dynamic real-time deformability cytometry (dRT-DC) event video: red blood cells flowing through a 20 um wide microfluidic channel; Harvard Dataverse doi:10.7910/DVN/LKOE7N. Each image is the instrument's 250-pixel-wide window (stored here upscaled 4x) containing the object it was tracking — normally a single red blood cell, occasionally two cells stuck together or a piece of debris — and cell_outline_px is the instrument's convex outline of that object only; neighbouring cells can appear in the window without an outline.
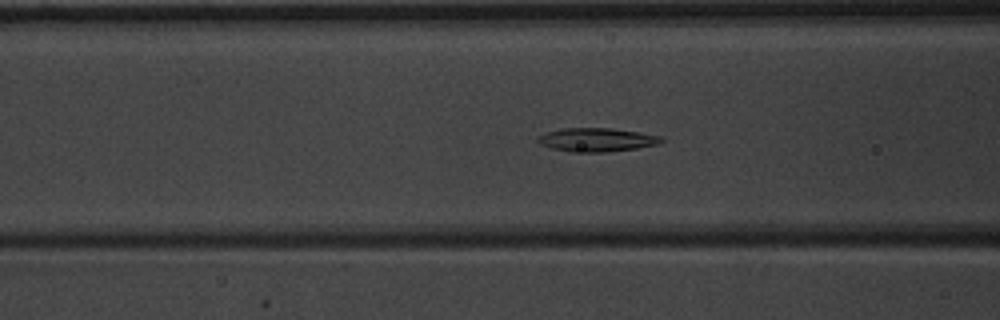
{"species": "common noctule bat (a hibernating species)", "species_latin": "Nyctalus noctula", "temperature_condition": "warm", "stored_images_in_passage": 38, "camera_frame_rate_fps": 3000, "um_per_image_px": 0.085, "animal": {"sex": "male", "body_mass_g": 20.1, "forearm_length_mm": 53.5}, "frame": {"image": 1, "passage_image": 13, "time_ms": 4.0, "image_size_px": [1000, 320], "cell_outline_px": [[664, 140], [656, 144], [636, 148], [608, 152], [572, 152], [552, 148], [540, 144], [536, 140], [536, 136], [560, 128], [608, 128], [640, 132], [664, 136]], "centroid_in_image_um": [50.71, 11.87], "position_along_channel_um": 115.9, "area_um2": 17.05}}
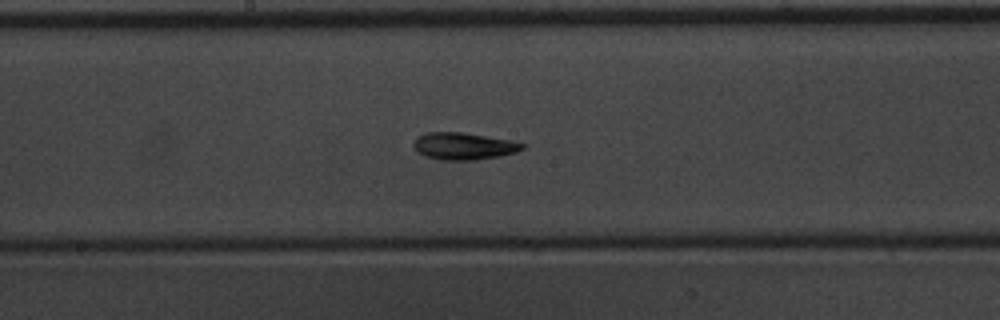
{"frame": {"image": 2, "passage_image": 20, "time_ms": 6.333, "image_size_px": [1000, 320], "cell_outline_px": [[524, 148], [516, 152], [500, 156], [472, 160], [440, 160], [428, 156], [420, 152], [412, 144], [416, 136], [424, 132], [460, 132], [512, 140], [524, 144]], "centroid_in_image_um": [39.41, 12.41], "position_along_channel_um": 208.8, "area_um2": 17.05}}
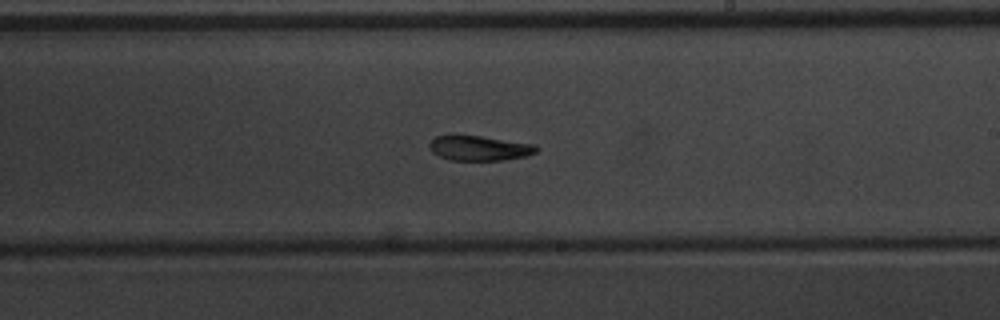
{"frame": {"image": 3, "passage_image": 23, "time_ms": 7.333, "image_size_px": [1000, 320], "cell_outline_px": [[540, 148], [536, 152], [524, 156], [504, 160], [448, 160], [432, 152], [428, 144], [436, 136], [452, 132], [536, 144]], "centroid_in_image_um": [40.69, 12.55], "position_along_channel_um": 248.3, "area_um2": 16.01}, "authors_computed_cell_mechanics": {"area_um2": 16.5019, "velocity_mm_per_s": 3.967, "shape_relaxation_time_tau1_ms": 3.313, "shape_relaxation_time_tau2_ms": 2.9053, "deformation_change_tau1": 0.1395, "deformation_change_tau2": 0.1041}}